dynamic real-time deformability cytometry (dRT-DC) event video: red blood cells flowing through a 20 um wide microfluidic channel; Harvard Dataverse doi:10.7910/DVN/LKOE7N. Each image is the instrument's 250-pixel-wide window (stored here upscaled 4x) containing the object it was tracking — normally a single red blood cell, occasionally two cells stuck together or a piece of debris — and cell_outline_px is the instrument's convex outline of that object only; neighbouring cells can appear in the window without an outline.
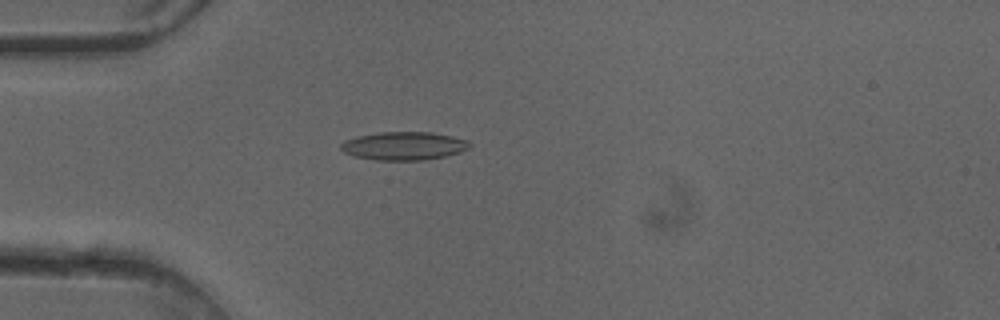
{"species": "common noctule bat (a hibernating species)", "species_latin": "Nyctalus noctula", "temperature_condition": "cold", "stored_images_in_passage": 50, "camera_frame_rate_fps": 3000, "um_per_image_px": 0.085, "animal": {"sex": "female"}, "frame": {"image": 1, "passage_image": 14, "time_ms": 4.333, "image_size_px": [1000, 320], "cell_outline_px": [[472, 144], [468, 148], [460, 152], [444, 156], [424, 160], [376, 160], [356, 156], [344, 152], [340, 148], [340, 144], [344, 140], [356, 136], [380, 132], [432, 132], [452, 136], [468, 140]], "centroid_in_image_um": [34.33, 12.39], "position_along_channel_um": 50.7, "area_um2": 21.21}}
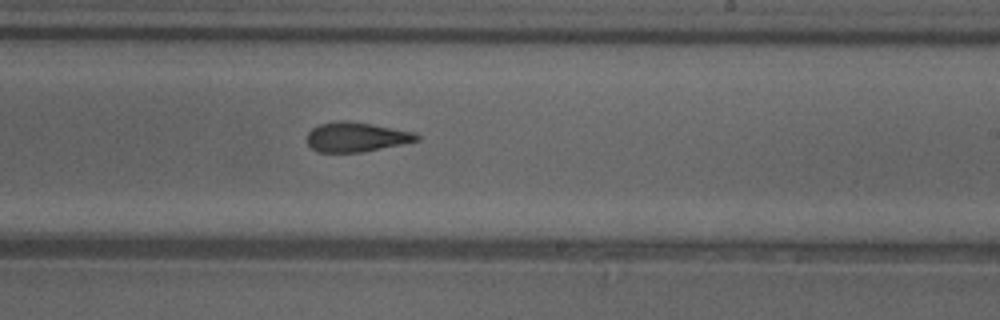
{"frame": {"image": 2, "passage_image": 30, "time_ms": 9.667, "image_size_px": [1000, 320], "cell_outline_px": [[420, 140], [360, 152], [320, 152], [312, 148], [308, 144], [308, 132], [312, 128], [320, 124], [340, 120], [344, 120], [372, 124], [416, 132], [420, 136]], "centroid_in_image_um": [30.29, 11.63], "position_along_channel_um": 258.7, "area_um2": 18.73}}
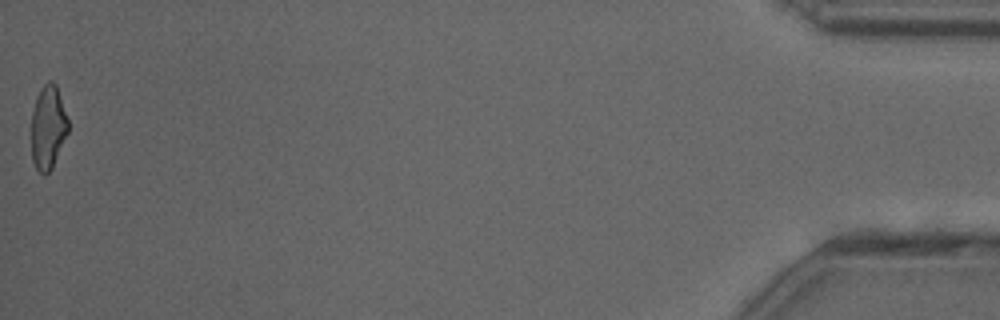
{"frame": {"image": 3, "passage_image": 50, "time_ms": 16.333, "image_size_px": [1000, 320], "cell_outline_px": [[68, 132], [52, 168], [44, 176], [36, 168], [32, 160], [32, 112], [36, 96], [40, 88], [48, 80], [52, 80], [56, 84], [68, 120]], "centroid_in_image_um": [4.08, 10.8], "position_along_channel_um": 431.1, "area_um2": 17.92}, "authors_computed_cell_mechanics": {"area_um2": 19.652, "velocity_mm_per_s": 4.1129, "shape_relaxation_time_tau1_ms": null, "shape_relaxation_time_tau2_ms": 1.775, "deformation_change_tau1": null, "deformation_change_tau2": 0.0986}}